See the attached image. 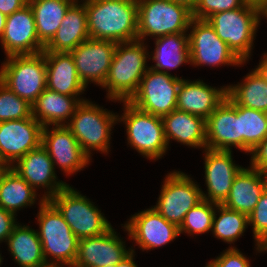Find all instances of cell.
<instances>
[{"label": "cell", "mask_w": 267, "mask_h": 267, "mask_svg": "<svg viewBox=\"0 0 267 267\" xmlns=\"http://www.w3.org/2000/svg\"><path fill=\"white\" fill-rule=\"evenodd\" d=\"M135 251L132 249V252L127 255L123 260L114 264V267H138L134 261Z\"/></svg>", "instance_id": "ee69618b"}, {"label": "cell", "mask_w": 267, "mask_h": 267, "mask_svg": "<svg viewBox=\"0 0 267 267\" xmlns=\"http://www.w3.org/2000/svg\"><path fill=\"white\" fill-rule=\"evenodd\" d=\"M89 37L116 43L137 40V0H85Z\"/></svg>", "instance_id": "6da1fadb"}, {"label": "cell", "mask_w": 267, "mask_h": 267, "mask_svg": "<svg viewBox=\"0 0 267 267\" xmlns=\"http://www.w3.org/2000/svg\"><path fill=\"white\" fill-rule=\"evenodd\" d=\"M7 168V166L0 161V175L2 174V172Z\"/></svg>", "instance_id": "f907efd6"}, {"label": "cell", "mask_w": 267, "mask_h": 267, "mask_svg": "<svg viewBox=\"0 0 267 267\" xmlns=\"http://www.w3.org/2000/svg\"><path fill=\"white\" fill-rule=\"evenodd\" d=\"M240 150L250 153L267 138V113L238 105Z\"/></svg>", "instance_id": "d6a6232c"}, {"label": "cell", "mask_w": 267, "mask_h": 267, "mask_svg": "<svg viewBox=\"0 0 267 267\" xmlns=\"http://www.w3.org/2000/svg\"><path fill=\"white\" fill-rule=\"evenodd\" d=\"M7 56L37 54L44 51L29 4L6 17L3 36L0 40Z\"/></svg>", "instance_id": "e0dca14e"}, {"label": "cell", "mask_w": 267, "mask_h": 267, "mask_svg": "<svg viewBox=\"0 0 267 267\" xmlns=\"http://www.w3.org/2000/svg\"><path fill=\"white\" fill-rule=\"evenodd\" d=\"M124 102V113L118 122L125 123L128 143L147 159L161 158L168 149L162 118Z\"/></svg>", "instance_id": "9c48e42d"}, {"label": "cell", "mask_w": 267, "mask_h": 267, "mask_svg": "<svg viewBox=\"0 0 267 267\" xmlns=\"http://www.w3.org/2000/svg\"><path fill=\"white\" fill-rule=\"evenodd\" d=\"M259 13L262 16H266L267 18V0H264V2L259 6Z\"/></svg>", "instance_id": "c3c4849f"}, {"label": "cell", "mask_w": 267, "mask_h": 267, "mask_svg": "<svg viewBox=\"0 0 267 267\" xmlns=\"http://www.w3.org/2000/svg\"><path fill=\"white\" fill-rule=\"evenodd\" d=\"M117 43L89 38L69 52L78 76L87 87L89 82L102 86L106 80Z\"/></svg>", "instance_id": "5bb4252c"}, {"label": "cell", "mask_w": 267, "mask_h": 267, "mask_svg": "<svg viewBox=\"0 0 267 267\" xmlns=\"http://www.w3.org/2000/svg\"><path fill=\"white\" fill-rule=\"evenodd\" d=\"M205 182L207 194L203 191L202 199L222 204L229 195L235 176L242 169L233 162L232 150H212L205 148Z\"/></svg>", "instance_id": "ac0fdd59"}, {"label": "cell", "mask_w": 267, "mask_h": 267, "mask_svg": "<svg viewBox=\"0 0 267 267\" xmlns=\"http://www.w3.org/2000/svg\"><path fill=\"white\" fill-rule=\"evenodd\" d=\"M43 127L41 145L46 149L54 167L60 166L68 175L82 170L90 158L83 152L79 142L66 125Z\"/></svg>", "instance_id": "2e32d148"}, {"label": "cell", "mask_w": 267, "mask_h": 267, "mask_svg": "<svg viewBox=\"0 0 267 267\" xmlns=\"http://www.w3.org/2000/svg\"><path fill=\"white\" fill-rule=\"evenodd\" d=\"M250 262L235 247H229L219 257L211 260L205 267H250Z\"/></svg>", "instance_id": "f35d334b"}, {"label": "cell", "mask_w": 267, "mask_h": 267, "mask_svg": "<svg viewBox=\"0 0 267 267\" xmlns=\"http://www.w3.org/2000/svg\"><path fill=\"white\" fill-rule=\"evenodd\" d=\"M124 228L142 250L164 246L180 235L179 227L167 221L154 207L132 215Z\"/></svg>", "instance_id": "9a60e30c"}, {"label": "cell", "mask_w": 267, "mask_h": 267, "mask_svg": "<svg viewBox=\"0 0 267 267\" xmlns=\"http://www.w3.org/2000/svg\"><path fill=\"white\" fill-rule=\"evenodd\" d=\"M137 39L147 36L161 37L174 33H186L192 17V10L172 0H137Z\"/></svg>", "instance_id": "5b68a950"}, {"label": "cell", "mask_w": 267, "mask_h": 267, "mask_svg": "<svg viewBox=\"0 0 267 267\" xmlns=\"http://www.w3.org/2000/svg\"><path fill=\"white\" fill-rule=\"evenodd\" d=\"M219 217L217 218V212ZM212 221V233L216 238L227 243H233L238 239L249 225L248 215L226 208L222 204L216 205Z\"/></svg>", "instance_id": "836d02e7"}, {"label": "cell", "mask_w": 267, "mask_h": 267, "mask_svg": "<svg viewBox=\"0 0 267 267\" xmlns=\"http://www.w3.org/2000/svg\"><path fill=\"white\" fill-rule=\"evenodd\" d=\"M154 206L167 221L180 227L186 213L202 201L199 185L183 172L168 173Z\"/></svg>", "instance_id": "8fae6325"}, {"label": "cell", "mask_w": 267, "mask_h": 267, "mask_svg": "<svg viewBox=\"0 0 267 267\" xmlns=\"http://www.w3.org/2000/svg\"><path fill=\"white\" fill-rule=\"evenodd\" d=\"M182 78L148 67L137 92L129 102L142 111L164 116L177 107V92Z\"/></svg>", "instance_id": "30bf717a"}, {"label": "cell", "mask_w": 267, "mask_h": 267, "mask_svg": "<svg viewBox=\"0 0 267 267\" xmlns=\"http://www.w3.org/2000/svg\"><path fill=\"white\" fill-rule=\"evenodd\" d=\"M161 118L168 146L172 139L194 148H206L205 119L178 109Z\"/></svg>", "instance_id": "484cf974"}, {"label": "cell", "mask_w": 267, "mask_h": 267, "mask_svg": "<svg viewBox=\"0 0 267 267\" xmlns=\"http://www.w3.org/2000/svg\"><path fill=\"white\" fill-rule=\"evenodd\" d=\"M32 117V105L0 81V122Z\"/></svg>", "instance_id": "d590c367"}, {"label": "cell", "mask_w": 267, "mask_h": 267, "mask_svg": "<svg viewBox=\"0 0 267 267\" xmlns=\"http://www.w3.org/2000/svg\"><path fill=\"white\" fill-rule=\"evenodd\" d=\"M155 39L156 47L150 59L156 63L149 68L168 73L166 71L168 69H175L183 63H190L189 34L174 33Z\"/></svg>", "instance_id": "f546056e"}, {"label": "cell", "mask_w": 267, "mask_h": 267, "mask_svg": "<svg viewBox=\"0 0 267 267\" xmlns=\"http://www.w3.org/2000/svg\"><path fill=\"white\" fill-rule=\"evenodd\" d=\"M187 6L189 9L193 10L198 0H172Z\"/></svg>", "instance_id": "f6af8a7d"}, {"label": "cell", "mask_w": 267, "mask_h": 267, "mask_svg": "<svg viewBox=\"0 0 267 267\" xmlns=\"http://www.w3.org/2000/svg\"><path fill=\"white\" fill-rule=\"evenodd\" d=\"M37 216L44 259L47 265L72 267L77 257L79 239L70 229L62 214L49 201L40 198ZM48 256L53 259L48 260ZM62 265V266H61Z\"/></svg>", "instance_id": "3957f363"}, {"label": "cell", "mask_w": 267, "mask_h": 267, "mask_svg": "<svg viewBox=\"0 0 267 267\" xmlns=\"http://www.w3.org/2000/svg\"><path fill=\"white\" fill-rule=\"evenodd\" d=\"M244 1L248 4H252L258 7L264 2V0H244Z\"/></svg>", "instance_id": "681fc988"}, {"label": "cell", "mask_w": 267, "mask_h": 267, "mask_svg": "<svg viewBox=\"0 0 267 267\" xmlns=\"http://www.w3.org/2000/svg\"><path fill=\"white\" fill-rule=\"evenodd\" d=\"M251 167L267 174V138L251 152Z\"/></svg>", "instance_id": "ab89813d"}, {"label": "cell", "mask_w": 267, "mask_h": 267, "mask_svg": "<svg viewBox=\"0 0 267 267\" xmlns=\"http://www.w3.org/2000/svg\"><path fill=\"white\" fill-rule=\"evenodd\" d=\"M27 4L28 0H0V12L8 16Z\"/></svg>", "instance_id": "b9f144b4"}, {"label": "cell", "mask_w": 267, "mask_h": 267, "mask_svg": "<svg viewBox=\"0 0 267 267\" xmlns=\"http://www.w3.org/2000/svg\"><path fill=\"white\" fill-rule=\"evenodd\" d=\"M1 262H2V257H1V254H0V266H1Z\"/></svg>", "instance_id": "f5cc1de1"}, {"label": "cell", "mask_w": 267, "mask_h": 267, "mask_svg": "<svg viewBox=\"0 0 267 267\" xmlns=\"http://www.w3.org/2000/svg\"><path fill=\"white\" fill-rule=\"evenodd\" d=\"M205 123L207 149L231 151L235 146L240 150L238 105L228 95Z\"/></svg>", "instance_id": "44dd1931"}, {"label": "cell", "mask_w": 267, "mask_h": 267, "mask_svg": "<svg viewBox=\"0 0 267 267\" xmlns=\"http://www.w3.org/2000/svg\"><path fill=\"white\" fill-rule=\"evenodd\" d=\"M6 15L0 12V40L3 36L5 24H6Z\"/></svg>", "instance_id": "bcb514c9"}, {"label": "cell", "mask_w": 267, "mask_h": 267, "mask_svg": "<svg viewBox=\"0 0 267 267\" xmlns=\"http://www.w3.org/2000/svg\"><path fill=\"white\" fill-rule=\"evenodd\" d=\"M46 88L68 96H79L87 88L80 80L72 55L45 52Z\"/></svg>", "instance_id": "cb8c5ba5"}, {"label": "cell", "mask_w": 267, "mask_h": 267, "mask_svg": "<svg viewBox=\"0 0 267 267\" xmlns=\"http://www.w3.org/2000/svg\"><path fill=\"white\" fill-rule=\"evenodd\" d=\"M263 60L259 62V65L254 70L263 78L267 83V53L264 54Z\"/></svg>", "instance_id": "7bdbcfd3"}, {"label": "cell", "mask_w": 267, "mask_h": 267, "mask_svg": "<svg viewBox=\"0 0 267 267\" xmlns=\"http://www.w3.org/2000/svg\"><path fill=\"white\" fill-rule=\"evenodd\" d=\"M260 20L259 7L248 3L235 10L213 14L207 19L218 37L243 63L251 55L253 40Z\"/></svg>", "instance_id": "277c9868"}, {"label": "cell", "mask_w": 267, "mask_h": 267, "mask_svg": "<svg viewBox=\"0 0 267 267\" xmlns=\"http://www.w3.org/2000/svg\"><path fill=\"white\" fill-rule=\"evenodd\" d=\"M75 0H28L40 43L45 47L53 38Z\"/></svg>", "instance_id": "f1b7e54d"}, {"label": "cell", "mask_w": 267, "mask_h": 267, "mask_svg": "<svg viewBox=\"0 0 267 267\" xmlns=\"http://www.w3.org/2000/svg\"><path fill=\"white\" fill-rule=\"evenodd\" d=\"M89 200L69 185L49 200L78 239L102 235L112 227Z\"/></svg>", "instance_id": "ba28073f"}, {"label": "cell", "mask_w": 267, "mask_h": 267, "mask_svg": "<svg viewBox=\"0 0 267 267\" xmlns=\"http://www.w3.org/2000/svg\"><path fill=\"white\" fill-rule=\"evenodd\" d=\"M36 191L11 167L0 175V207L16 215L20 208L35 203Z\"/></svg>", "instance_id": "4dcf8cb0"}, {"label": "cell", "mask_w": 267, "mask_h": 267, "mask_svg": "<svg viewBox=\"0 0 267 267\" xmlns=\"http://www.w3.org/2000/svg\"><path fill=\"white\" fill-rule=\"evenodd\" d=\"M89 38L85 6L75 1L67 10L51 41L44 47V51L69 53Z\"/></svg>", "instance_id": "d4e9b609"}, {"label": "cell", "mask_w": 267, "mask_h": 267, "mask_svg": "<svg viewBox=\"0 0 267 267\" xmlns=\"http://www.w3.org/2000/svg\"><path fill=\"white\" fill-rule=\"evenodd\" d=\"M111 227L96 237L79 239L77 257L72 267H103L117 264L132 252Z\"/></svg>", "instance_id": "ffe728a7"}, {"label": "cell", "mask_w": 267, "mask_h": 267, "mask_svg": "<svg viewBox=\"0 0 267 267\" xmlns=\"http://www.w3.org/2000/svg\"><path fill=\"white\" fill-rule=\"evenodd\" d=\"M82 101L84 99L78 96H68L46 88L32 105V117L43 127L66 125V119L70 121Z\"/></svg>", "instance_id": "4316f807"}, {"label": "cell", "mask_w": 267, "mask_h": 267, "mask_svg": "<svg viewBox=\"0 0 267 267\" xmlns=\"http://www.w3.org/2000/svg\"><path fill=\"white\" fill-rule=\"evenodd\" d=\"M43 126L33 117L0 122V161L7 167L39 147Z\"/></svg>", "instance_id": "4fadbf2b"}, {"label": "cell", "mask_w": 267, "mask_h": 267, "mask_svg": "<svg viewBox=\"0 0 267 267\" xmlns=\"http://www.w3.org/2000/svg\"><path fill=\"white\" fill-rule=\"evenodd\" d=\"M141 40L117 43L104 84L109 100L129 101L137 92L141 79L147 72L149 58ZM148 55V56H147Z\"/></svg>", "instance_id": "7a4b0ae2"}, {"label": "cell", "mask_w": 267, "mask_h": 267, "mask_svg": "<svg viewBox=\"0 0 267 267\" xmlns=\"http://www.w3.org/2000/svg\"><path fill=\"white\" fill-rule=\"evenodd\" d=\"M226 96L227 86L216 89L201 80L190 82L182 79L178 87L176 109L206 120Z\"/></svg>", "instance_id": "7402d4cb"}, {"label": "cell", "mask_w": 267, "mask_h": 267, "mask_svg": "<svg viewBox=\"0 0 267 267\" xmlns=\"http://www.w3.org/2000/svg\"><path fill=\"white\" fill-rule=\"evenodd\" d=\"M190 64L209 65H242L244 64L222 41L215 29L207 20L192 19L189 25Z\"/></svg>", "instance_id": "7c38bea8"}, {"label": "cell", "mask_w": 267, "mask_h": 267, "mask_svg": "<svg viewBox=\"0 0 267 267\" xmlns=\"http://www.w3.org/2000/svg\"><path fill=\"white\" fill-rule=\"evenodd\" d=\"M15 217V214L0 207V242L4 240L7 242L8 236L17 225Z\"/></svg>", "instance_id": "60d3db41"}, {"label": "cell", "mask_w": 267, "mask_h": 267, "mask_svg": "<svg viewBox=\"0 0 267 267\" xmlns=\"http://www.w3.org/2000/svg\"><path fill=\"white\" fill-rule=\"evenodd\" d=\"M118 116L90 101H82L66 126L75 136L83 152L90 158L91 149L108 153L111 128Z\"/></svg>", "instance_id": "8992f818"}, {"label": "cell", "mask_w": 267, "mask_h": 267, "mask_svg": "<svg viewBox=\"0 0 267 267\" xmlns=\"http://www.w3.org/2000/svg\"><path fill=\"white\" fill-rule=\"evenodd\" d=\"M249 225H252L253 236L256 244L259 243L267 236V188L261 194L260 199L248 215Z\"/></svg>", "instance_id": "74e56055"}, {"label": "cell", "mask_w": 267, "mask_h": 267, "mask_svg": "<svg viewBox=\"0 0 267 267\" xmlns=\"http://www.w3.org/2000/svg\"><path fill=\"white\" fill-rule=\"evenodd\" d=\"M227 95L237 105L267 113V83L255 70L244 82L227 86Z\"/></svg>", "instance_id": "1f68e13d"}, {"label": "cell", "mask_w": 267, "mask_h": 267, "mask_svg": "<svg viewBox=\"0 0 267 267\" xmlns=\"http://www.w3.org/2000/svg\"><path fill=\"white\" fill-rule=\"evenodd\" d=\"M7 244L20 267H47L37 231L17 224L8 236Z\"/></svg>", "instance_id": "83f0119b"}, {"label": "cell", "mask_w": 267, "mask_h": 267, "mask_svg": "<svg viewBox=\"0 0 267 267\" xmlns=\"http://www.w3.org/2000/svg\"><path fill=\"white\" fill-rule=\"evenodd\" d=\"M257 251H267V236L259 243V245L255 244Z\"/></svg>", "instance_id": "7dc6e473"}, {"label": "cell", "mask_w": 267, "mask_h": 267, "mask_svg": "<svg viewBox=\"0 0 267 267\" xmlns=\"http://www.w3.org/2000/svg\"><path fill=\"white\" fill-rule=\"evenodd\" d=\"M216 203L206 200L200 201L191 208L185 215L179 227V234H203L212 229V221L216 209Z\"/></svg>", "instance_id": "e575fe53"}, {"label": "cell", "mask_w": 267, "mask_h": 267, "mask_svg": "<svg viewBox=\"0 0 267 267\" xmlns=\"http://www.w3.org/2000/svg\"><path fill=\"white\" fill-rule=\"evenodd\" d=\"M103 267H114V264L104 265Z\"/></svg>", "instance_id": "816d5d0a"}, {"label": "cell", "mask_w": 267, "mask_h": 267, "mask_svg": "<svg viewBox=\"0 0 267 267\" xmlns=\"http://www.w3.org/2000/svg\"><path fill=\"white\" fill-rule=\"evenodd\" d=\"M6 57L0 69V81L20 98L33 105L46 89L45 51Z\"/></svg>", "instance_id": "52a82bcc"}, {"label": "cell", "mask_w": 267, "mask_h": 267, "mask_svg": "<svg viewBox=\"0 0 267 267\" xmlns=\"http://www.w3.org/2000/svg\"><path fill=\"white\" fill-rule=\"evenodd\" d=\"M267 188V174L249 167L235 176L229 195L222 203L226 208L249 215Z\"/></svg>", "instance_id": "603a6c76"}, {"label": "cell", "mask_w": 267, "mask_h": 267, "mask_svg": "<svg viewBox=\"0 0 267 267\" xmlns=\"http://www.w3.org/2000/svg\"><path fill=\"white\" fill-rule=\"evenodd\" d=\"M16 163L11 168L35 191L40 186L49 190L41 197L43 200H50L59 191L68 186L63 181H57L54 164L42 145L29 151Z\"/></svg>", "instance_id": "d6986e66"}, {"label": "cell", "mask_w": 267, "mask_h": 267, "mask_svg": "<svg viewBox=\"0 0 267 267\" xmlns=\"http://www.w3.org/2000/svg\"><path fill=\"white\" fill-rule=\"evenodd\" d=\"M245 4L244 0H198L192 10V17L198 20H207L213 14L235 10Z\"/></svg>", "instance_id": "8d00e7d4"}]
</instances>
